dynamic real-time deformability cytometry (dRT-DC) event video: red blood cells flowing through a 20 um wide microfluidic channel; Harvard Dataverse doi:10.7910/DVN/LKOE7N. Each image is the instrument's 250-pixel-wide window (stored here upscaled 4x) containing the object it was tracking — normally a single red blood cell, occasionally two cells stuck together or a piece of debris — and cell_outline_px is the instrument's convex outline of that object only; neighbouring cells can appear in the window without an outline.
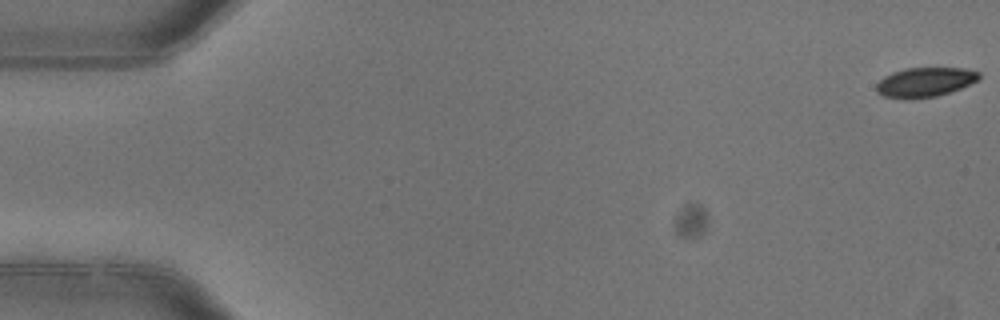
{"species": "common noctule bat (a hibernating species)", "species_latin": "Nyctalus noctula", "temperature_condition": "warm", "stored_images_in_passage": 4, "camera_frame_rate_fps": 3000, "um_per_image_px": 0.085, "animal": {"sex": "female"}, "frame": {"image": 1, "passage_image": 1, "time_ms": 0.0, "image_size_px": [1000, 320], "cell_outline_px": [[980, 80], [960, 88], [936, 96], [904, 100], [884, 96], [876, 92], [876, 84], [884, 76], [892, 72], [904, 68], [964, 68], [980, 72]], "centroid_in_image_um": [78.6, 6.98], "position_along_channel_um": 6.4, "area_um2": 17.8}}